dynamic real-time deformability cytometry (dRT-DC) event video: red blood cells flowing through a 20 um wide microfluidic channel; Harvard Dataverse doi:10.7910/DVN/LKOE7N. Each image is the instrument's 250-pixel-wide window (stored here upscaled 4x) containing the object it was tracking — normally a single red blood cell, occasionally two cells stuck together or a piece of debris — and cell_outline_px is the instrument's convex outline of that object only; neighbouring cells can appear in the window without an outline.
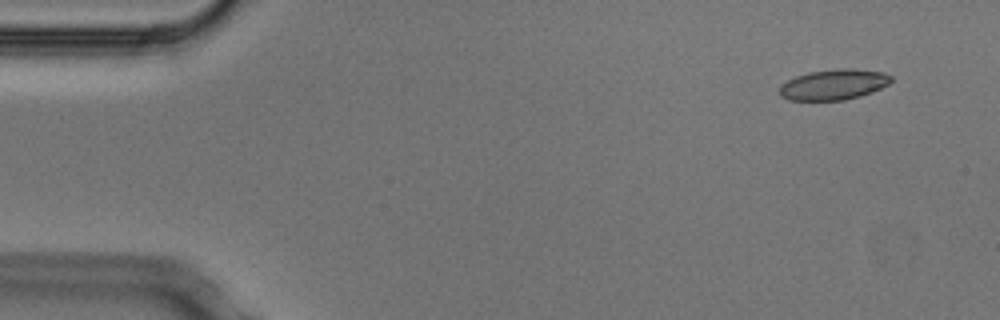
{"species": "Egyptian fruit bat (a non-hibernating species)", "species_latin": "Rousettus aegyptiacus", "temperature_condition": "cold", "stored_images_in_passage": 4, "camera_frame_rate_fps": 3000, "um_per_image_px": 0.085, "animal": {"sex": "male"}, "frame": {"image": 1, "passage_image": 1, "time_ms": 0.0, "image_size_px": [1000, 320], "cell_outline_px": [[892, 80], [888, 84], [872, 92], [860, 96], [844, 100], [788, 100], [780, 96], [780, 84], [796, 76], [808, 72], [836, 68], [852, 68], [884, 72], [892, 76]], "centroid_in_image_um": [70.86, 7.18], "position_along_channel_um": 14.1, "area_um2": 20.0}}
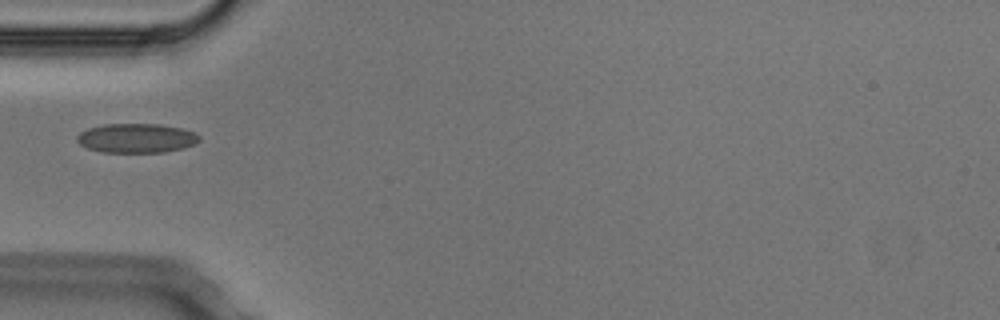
{"frame": {"image": 2, "passage_image": 4, "time_ms": 1.0, "image_size_px": [1000, 320], "cell_outline_px": [[200, 140], [196, 144], [184, 148], [164, 152], [104, 152], [88, 148], [80, 144], [76, 140], [76, 136], [80, 132], [88, 128], [104, 124], [160, 124], [180, 128], [196, 132], [200, 136]], "centroid_in_image_um": [11.63, 11.74], "position_along_channel_um": 73.4, "area_um2": 20.98}}